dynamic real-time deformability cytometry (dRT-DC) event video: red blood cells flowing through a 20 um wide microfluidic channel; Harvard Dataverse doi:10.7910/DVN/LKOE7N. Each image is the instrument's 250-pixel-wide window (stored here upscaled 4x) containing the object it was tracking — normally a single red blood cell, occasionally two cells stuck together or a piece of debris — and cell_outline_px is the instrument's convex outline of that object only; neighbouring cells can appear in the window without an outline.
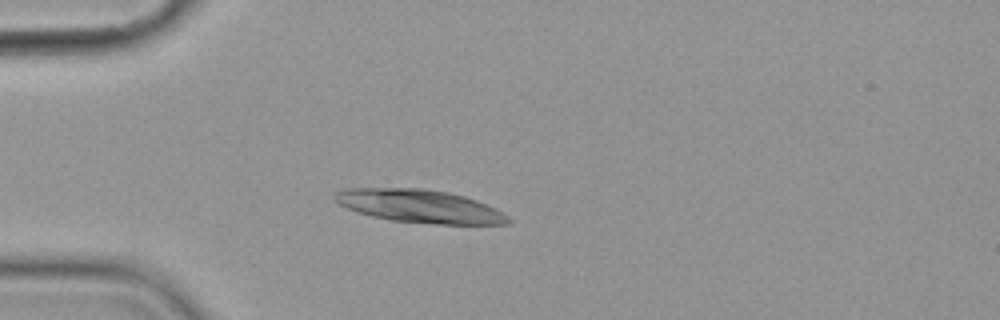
{"species": "common noctule bat (a hibernating species)", "species_latin": "Nyctalus noctula", "temperature_condition": "cold", "stored_images_in_passage": 3, "camera_frame_rate_fps": 3000, "um_per_image_px": 0.085, "animal": {"sex": "female", "body_mass_g": 19.9}, "frame": {"image": 1, "passage_image": 3, "time_ms": 2.333, "image_size_px": [1000, 320], "cell_outline_px": [[512, 220], [508, 224], [436, 224], [392, 220], [372, 216], [356, 212], [340, 204], [332, 196], [336, 192], [344, 188], [424, 188], [448, 192], [464, 196], [476, 200], [496, 208], [508, 216]], "centroid_in_image_um": [35.68, 17.52], "position_along_channel_um": 49.3, "area_um2": 33.41}}